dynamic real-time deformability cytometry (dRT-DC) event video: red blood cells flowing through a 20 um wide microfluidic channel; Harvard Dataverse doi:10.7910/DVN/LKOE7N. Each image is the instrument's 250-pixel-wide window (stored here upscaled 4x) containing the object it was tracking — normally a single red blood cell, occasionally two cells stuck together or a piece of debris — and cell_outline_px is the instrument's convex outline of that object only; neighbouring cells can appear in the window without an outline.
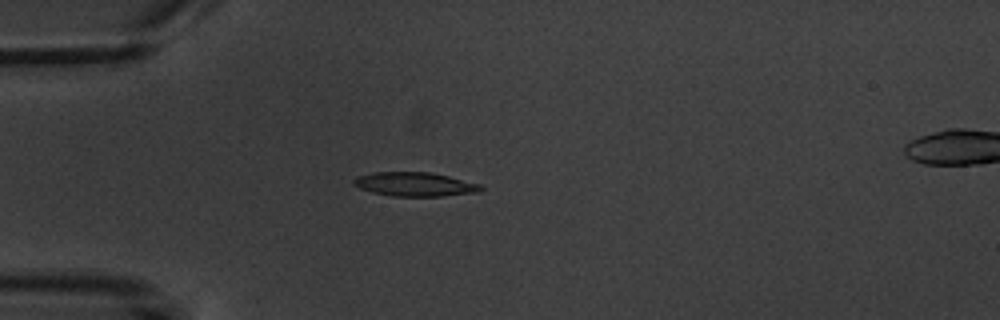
{"species": "common noctule bat (a hibernating species)", "species_latin": "Nyctalus noctula", "temperature_condition": "warm", "stored_images_in_passage": 5, "camera_frame_rate_fps": 3000, "um_per_image_px": 0.085, "animal": {"sex": "male", "body_mass_g": 20.1, "forearm_length_mm": 53.5}, "frame": {"image": 1, "passage_image": 4, "time_ms": 3.333, "image_size_px": [1000, 320], "cell_outline_px": [[484, 188], [480, 192], [440, 196], [392, 196], [372, 192], [360, 188], [352, 184], [352, 180], [356, 176], [372, 172], [428, 172], [448, 176], [480, 184]], "centroid_in_image_um": [35.23, 15.66], "position_along_channel_um": 49.8, "area_um2": 17.8}}